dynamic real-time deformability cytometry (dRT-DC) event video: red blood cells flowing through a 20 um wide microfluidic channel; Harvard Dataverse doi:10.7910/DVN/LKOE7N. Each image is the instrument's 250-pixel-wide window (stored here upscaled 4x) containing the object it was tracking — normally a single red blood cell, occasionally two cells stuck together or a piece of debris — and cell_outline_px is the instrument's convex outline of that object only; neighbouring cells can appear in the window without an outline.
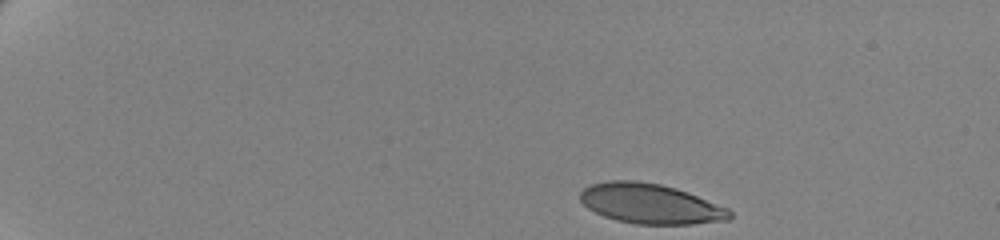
{"species": "human", "species_latin": "Homo sapiens", "temperature_condition": "cold", "stored_images_in_passage": 50, "camera_frame_rate_fps": 3000, "um_per_image_px": 0.085, "donor": {"sex": "female"}, "frame": {"image": 1, "passage_image": 1, "time_ms": 0.0, "image_size_px": [1000, 240], "cell_outline_px": [[732, 216], [728, 220], [692, 224], [636, 224], [616, 220], [604, 216], [588, 208], [580, 200], [580, 192], [584, 188], [592, 184], [608, 180], [636, 180], [660, 184], [676, 188], [728, 208], [732, 212]], "centroid_in_image_um": [55.27, 17.31], "position_along_channel_um": 29.7, "area_um2": 34.74}}
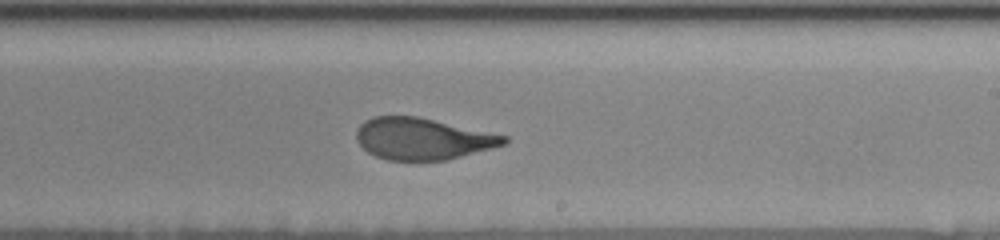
{"frame": {"image": 2, "passage_image": 30, "time_ms": 9.667, "image_size_px": [1000, 240], "cell_outline_px": [[508, 144], [444, 160], [388, 160], [376, 156], [368, 152], [360, 144], [356, 136], [356, 132], [360, 124], [372, 116], [416, 116], [508, 136]], "centroid_in_image_um": [35.92, 11.79], "position_along_channel_um": 253.1, "area_um2": 35.49}}
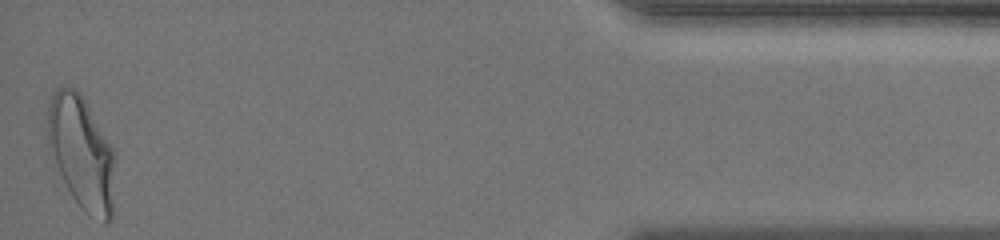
{"frame": {"image": 3, "passage_image": 50, "time_ms": 16.333, "image_size_px": [1000, 240], "cell_outline_px": [[116, 156], [112, 220], [108, 224], [104, 224], [84, 212], [80, 208], [72, 196], [48, 152], [48, 104], [56, 88], [72, 88], [80, 92], [112, 148]], "centroid_in_image_um": [6.95, 13.06], "position_along_channel_um": 428.3, "area_um2": 44.68}, "authors_computed_cell_mechanics": {"area_um2": 37.1654, "velocity_mm_per_s": 3.4831, "shape_relaxation_time_tau1_ms": 4.9098, "shape_relaxation_time_tau2_ms": 1.0285, "deformation_change_tau1": 0.1892, "deformation_change_tau2": 0.0839}}